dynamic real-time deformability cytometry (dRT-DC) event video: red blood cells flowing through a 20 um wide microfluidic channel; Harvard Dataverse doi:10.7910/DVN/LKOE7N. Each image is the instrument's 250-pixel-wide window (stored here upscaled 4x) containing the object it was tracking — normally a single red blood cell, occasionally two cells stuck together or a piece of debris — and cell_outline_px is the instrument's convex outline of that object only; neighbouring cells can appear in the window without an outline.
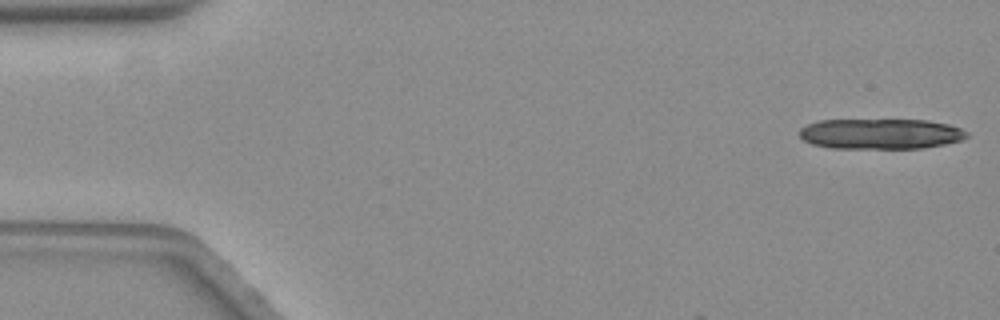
{"species": "common noctule bat (a hibernating species)", "species_latin": "Nyctalus noctula", "temperature_condition": "warm", "stored_images_in_passage": 11, "camera_frame_rate_fps": 3000, "um_per_image_px": 0.085, "animal": {"sex": "female", "body_mass_g": 19.3, "forearm_length_mm": 54.1}, "frame": {"image": 1, "passage_image": 1, "time_ms": 0.0, "image_size_px": [1000, 320], "cell_outline_px": [[968, 136], [960, 140], [944, 144], [924, 148], [832, 148], [812, 144], [804, 140], [800, 136], [800, 128], [808, 124], [820, 120], [924, 120], [948, 124], [960, 128], [968, 132]], "centroid_in_image_um": [74.84, 11.38], "position_along_channel_um": 10.2, "area_um2": 29.54}}